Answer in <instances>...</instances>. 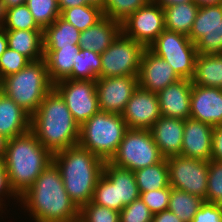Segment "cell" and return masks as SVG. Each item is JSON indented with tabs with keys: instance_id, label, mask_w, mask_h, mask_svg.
<instances>
[{
	"instance_id": "6da1fadb",
	"label": "cell",
	"mask_w": 222,
	"mask_h": 222,
	"mask_svg": "<svg viewBox=\"0 0 222 222\" xmlns=\"http://www.w3.org/2000/svg\"><path fill=\"white\" fill-rule=\"evenodd\" d=\"M35 222H69L79 216V208L67 194L57 165L52 161L19 196Z\"/></svg>"
},
{
	"instance_id": "7a4b0ae2",
	"label": "cell",
	"mask_w": 222,
	"mask_h": 222,
	"mask_svg": "<svg viewBox=\"0 0 222 222\" xmlns=\"http://www.w3.org/2000/svg\"><path fill=\"white\" fill-rule=\"evenodd\" d=\"M30 131L52 154L79 143L80 125L53 88L31 116Z\"/></svg>"
},
{
	"instance_id": "3957f363",
	"label": "cell",
	"mask_w": 222,
	"mask_h": 222,
	"mask_svg": "<svg viewBox=\"0 0 222 222\" xmlns=\"http://www.w3.org/2000/svg\"><path fill=\"white\" fill-rule=\"evenodd\" d=\"M52 161L57 165L65 190L76 206L80 209L88 204L103 174L105 161L79 144L54 153Z\"/></svg>"
},
{
	"instance_id": "277c9868",
	"label": "cell",
	"mask_w": 222,
	"mask_h": 222,
	"mask_svg": "<svg viewBox=\"0 0 222 222\" xmlns=\"http://www.w3.org/2000/svg\"><path fill=\"white\" fill-rule=\"evenodd\" d=\"M3 158L10 186L20 196L52 162L53 154L29 131L8 140Z\"/></svg>"
},
{
	"instance_id": "5b68a950",
	"label": "cell",
	"mask_w": 222,
	"mask_h": 222,
	"mask_svg": "<svg viewBox=\"0 0 222 222\" xmlns=\"http://www.w3.org/2000/svg\"><path fill=\"white\" fill-rule=\"evenodd\" d=\"M0 91L32 116L45 96L54 88L44 58L3 78Z\"/></svg>"
},
{
	"instance_id": "8992f818",
	"label": "cell",
	"mask_w": 222,
	"mask_h": 222,
	"mask_svg": "<svg viewBox=\"0 0 222 222\" xmlns=\"http://www.w3.org/2000/svg\"><path fill=\"white\" fill-rule=\"evenodd\" d=\"M122 115L99 110L80 126L79 145L110 161L127 131Z\"/></svg>"
},
{
	"instance_id": "52a82bcc",
	"label": "cell",
	"mask_w": 222,
	"mask_h": 222,
	"mask_svg": "<svg viewBox=\"0 0 222 222\" xmlns=\"http://www.w3.org/2000/svg\"><path fill=\"white\" fill-rule=\"evenodd\" d=\"M163 159L150 130L128 128L109 162L134 172L155 165Z\"/></svg>"
},
{
	"instance_id": "ba28073f",
	"label": "cell",
	"mask_w": 222,
	"mask_h": 222,
	"mask_svg": "<svg viewBox=\"0 0 222 222\" xmlns=\"http://www.w3.org/2000/svg\"><path fill=\"white\" fill-rule=\"evenodd\" d=\"M148 48L163 58L180 79L193 78L198 53L187 35L165 29Z\"/></svg>"
},
{
	"instance_id": "9c48e42d",
	"label": "cell",
	"mask_w": 222,
	"mask_h": 222,
	"mask_svg": "<svg viewBox=\"0 0 222 222\" xmlns=\"http://www.w3.org/2000/svg\"><path fill=\"white\" fill-rule=\"evenodd\" d=\"M145 47L121 33L100 54L102 67L98 78L116 76H138L141 57Z\"/></svg>"
},
{
	"instance_id": "30bf717a",
	"label": "cell",
	"mask_w": 222,
	"mask_h": 222,
	"mask_svg": "<svg viewBox=\"0 0 222 222\" xmlns=\"http://www.w3.org/2000/svg\"><path fill=\"white\" fill-rule=\"evenodd\" d=\"M166 160L170 187L199 196L205 200L209 161L187 158L181 155L171 156Z\"/></svg>"
},
{
	"instance_id": "8fae6325",
	"label": "cell",
	"mask_w": 222,
	"mask_h": 222,
	"mask_svg": "<svg viewBox=\"0 0 222 222\" xmlns=\"http://www.w3.org/2000/svg\"><path fill=\"white\" fill-rule=\"evenodd\" d=\"M188 37L198 54L222 55V4L199 6Z\"/></svg>"
},
{
	"instance_id": "7c38bea8",
	"label": "cell",
	"mask_w": 222,
	"mask_h": 222,
	"mask_svg": "<svg viewBox=\"0 0 222 222\" xmlns=\"http://www.w3.org/2000/svg\"><path fill=\"white\" fill-rule=\"evenodd\" d=\"M54 89L80 126L100 110L96 80L62 79L54 83Z\"/></svg>"
},
{
	"instance_id": "4fadbf2b",
	"label": "cell",
	"mask_w": 222,
	"mask_h": 222,
	"mask_svg": "<svg viewBox=\"0 0 222 222\" xmlns=\"http://www.w3.org/2000/svg\"><path fill=\"white\" fill-rule=\"evenodd\" d=\"M164 30V9L160 4L151 1L122 22V33L145 48Z\"/></svg>"
},
{
	"instance_id": "5bb4252c",
	"label": "cell",
	"mask_w": 222,
	"mask_h": 222,
	"mask_svg": "<svg viewBox=\"0 0 222 222\" xmlns=\"http://www.w3.org/2000/svg\"><path fill=\"white\" fill-rule=\"evenodd\" d=\"M137 87L138 76L97 78L96 92L99 109L121 115Z\"/></svg>"
},
{
	"instance_id": "9a60e30c",
	"label": "cell",
	"mask_w": 222,
	"mask_h": 222,
	"mask_svg": "<svg viewBox=\"0 0 222 222\" xmlns=\"http://www.w3.org/2000/svg\"><path fill=\"white\" fill-rule=\"evenodd\" d=\"M129 129L150 130L161 117V110L157 93L150 92L138 86L122 112Z\"/></svg>"
},
{
	"instance_id": "2e32d148",
	"label": "cell",
	"mask_w": 222,
	"mask_h": 222,
	"mask_svg": "<svg viewBox=\"0 0 222 222\" xmlns=\"http://www.w3.org/2000/svg\"><path fill=\"white\" fill-rule=\"evenodd\" d=\"M180 78L172 67L161 57L145 48L141 57L138 74V86L150 92L158 93Z\"/></svg>"
},
{
	"instance_id": "e0dca14e",
	"label": "cell",
	"mask_w": 222,
	"mask_h": 222,
	"mask_svg": "<svg viewBox=\"0 0 222 222\" xmlns=\"http://www.w3.org/2000/svg\"><path fill=\"white\" fill-rule=\"evenodd\" d=\"M190 117L213 127L222 125V88L192 84Z\"/></svg>"
},
{
	"instance_id": "ac0fdd59",
	"label": "cell",
	"mask_w": 222,
	"mask_h": 222,
	"mask_svg": "<svg viewBox=\"0 0 222 222\" xmlns=\"http://www.w3.org/2000/svg\"><path fill=\"white\" fill-rule=\"evenodd\" d=\"M213 126L191 117L185 120L181 156L211 160Z\"/></svg>"
},
{
	"instance_id": "d6986e66",
	"label": "cell",
	"mask_w": 222,
	"mask_h": 222,
	"mask_svg": "<svg viewBox=\"0 0 222 222\" xmlns=\"http://www.w3.org/2000/svg\"><path fill=\"white\" fill-rule=\"evenodd\" d=\"M192 81L179 79L157 93L161 116L186 120L190 117Z\"/></svg>"
},
{
	"instance_id": "ffe728a7",
	"label": "cell",
	"mask_w": 222,
	"mask_h": 222,
	"mask_svg": "<svg viewBox=\"0 0 222 222\" xmlns=\"http://www.w3.org/2000/svg\"><path fill=\"white\" fill-rule=\"evenodd\" d=\"M185 120L161 116L150 129L164 158L181 155Z\"/></svg>"
},
{
	"instance_id": "44dd1931",
	"label": "cell",
	"mask_w": 222,
	"mask_h": 222,
	"mask_svg": "<svg viewBox=\"0 0 222 222\" xmlns=\"http://www.w3.org/2000/svg\"><path fill=\"white\" fill-rule=\"evenodd\" d=\"M122 33V23L103 16L94 25L80 33V49L103 53Z\"/></svg>"
},
{
	"instance_id": "7402d4cb",
	"label": "cell",
	"mask_w": 222,
	"mask_h": 222,
	"mask_svg": "<svg viewBox=\"0 0 222 222\" xmlns=\"http://www.w3.org/2000/svg\"><path fill=\"white\" fill-rule=\"evenodd\" d=\"M31 116L0 91V134L8 139L30 131Z\"/></svg>"
},
{
	"instance_id": "603a6c76",
	"label": "cell",
	"mask_w": 222,
	"mask_h": 222,
	"mask_svg": "<svg viewBox=\"0 0 222 222\" xmlns=\"http://www.w3.org/2000/svg\"><path fill=\"white\" fill-rule=\"evenodd\" d=\"M103 174L115 185L117 211L140 198L134 172L106 161Z\"/></svg>"
},
{
	"instance_id": "cb8c5ba5",
	"label": "cell",
	"mask_w": 222,
	"mask_h": 222,
	"mask_svg": "<svg viewBox=\"0 0 222 222\" xmlns=\"http://www.w3.org/2000/svg\"><path fill=\"white\" fill-rule=\"evenodd\" d=\"M8 48L19 52L30 61L44 58L43 30H4Z\"/></svg>"
},
{
	"instance_id": "d4e9b609",
	"label": "cell",
	"mask_w": 222,
	"mask_h": 222,
	"mask_svg": "<svg viewBox=\"0 0 222 222\" xmlns=\"http://www.w3.org/2000/svg\"><path fill=\"white\" fill-rule=\"evenodd\" d=\"M79 50V45L61 47L57 50H43L47 71L53 83L66 79L72 73Z\"/></svg>"
},
{
	"instance_id": "484cf974",
	"label": "cell",
	"mask_w": 222,
	"mask_h": 222,
	"mask_svg": "<svg viewBox=\"0 0 222 222\" xmlns=\"http://www.w3.org/2000/svg\"><path fill=\"white\" fill-rule=\"evenodd\" d=\"M80 33L77 28L59 16L43 30V50L79 45Z\"/></svg>"
},
{
	"instance_id": "4316f807",
	"label": "cell",
	"mask_w": 222,
	"mask_h": 222,
	"mask_svg": "<svg viewBox=\"0 0 222 222\" xmlns=\"http://www.w3.org/2000/svg\"><path fill=\"white\" fill-rule=\"evenodd\" d=\"M165 29L189 35L197 16L199 6L190 1L175 5L164 6Z\"/></svg>"
},
{
	"instance_id": "83f0119b",
	"label": "cell",
	"mask_w": 222,
	"mask_h": 222,
	"mask_svg": "<svg viewBox=\"0 0 222 222\" xmlns=\"http://www.w3.org/2000/svg\"><path fill=\"white\" fill-rule=\"evenodd\" d=\"M192 84L222 88V55L198 54Z\"/></svg>"
},
{
	"instance_id": "f1b7e54d",
	"label": "cell",
	"mask_w": 222,
	"mask_h": 222,
	"mask_svg": "<svg viewBox=\"0 0 222 222\" xmlns=\"http://www.w3.org/2000/svg\"><path fill=\"white\" fill-rule=\"evenodd\" d=\"M139 192H146L162 188H171L167 160L134 171Z\"/></svg>"
},
{
	"instance_id": "f546056e",
	"label": "cell",
	"mask_w": 222,
	"mask_h": 222,
	"mask_svg": "<svg viewBox=\"0 0 222 222\" xmlns=\"http://www.w3.org/2000/svg\"><path fill=\"white\" fill-rule=\"evenodd\" d=\"M204 202L205 200L199 196L171 188L167 209L180 218L182 222H191Z\"/></svg>"
},
{
	"instance_id": "4dcf8cb0",
	"label": "cell",
	"mask_w": 222,
	"mask_h": 222,
	"mask_svg": "<svg viewBox=\"0 0 222 222\" xmlns=\"http://www.w3.org/2000/svg\"><path fill=\"white\" fill-rule=\"evenodd\" d=\"M100 54L91 50L80 49L72 68V73L66 79L96 80L101 74Z\"/></svg>"
},
{
	"instance_id": "1f68e13d",
	"label": "cell",
	"mask_w": 222,
	"mask_h": 222,
	"mask_svg": "<svg viewBox=\"0 0 222 222\" xmlns=\"http://www.w3.org/2000/svg\"><path fill=\"white\" fill-rule=\"evenodd\" d=\"M61 17L82 32L99 21L103 17V11L96 5H80L64 9Z\"/></svg>"
},
{
	"instance_id": "d6a6232c",
	"label": "cell",
	"mask_w": 222,
	"mask_h": 222,
	"mask_svg": "<svg viewBox=\"0 0 222 222\" xmlns=\"http://www.w3.org/2000/svg\"><path fill=\"white\" fill-rule=\"evenodd\" d=\"M0 27L3 30H42L26 4L5 10L0 15Z\"/></svg>"
},
{
	"instance_id": "836d02e7",
	"label": "cell",
	"mask_w": 222,
	"mask_h": 222,
	"mask_svg": "<svg viewBox=\"0 0 222 222\" xmlns=\"http://www.w3.org/2000/svg\"><path fill=\"white\" fill-rule=\"evenodd\" d=\"M26 5L42 30L61 16L57 0H27Z\"/></svg>"
},
{
	"instance_id": "e575fe53",
	"label": "cell",
	"mask_w": 222,
	"mask_h": 222,
	"mask_svg": "<svg viewBox=\"0 0 222 222\" xmlns=\"http://www.w3.org/2000/svg\"><path fill=\"white\" fill-rule=\"evenodd\" d=\"M150 0H104L103 16L122 23L139 8L146 6Z\"/></svg>"
},
{
	"instance_id": "d590c367",
	"label": "cell",
	"mask_w": 222,
	"mask_h": 222,
	"mask_svg": "<svg viewBox=\"0 0 222 222\" xmlns=\"http://www.w3.org/2000/svg\"><path fill=\"white\" fill-rule=\"evenodd\" d=\"M79 217L84 222H120L119 211L96 205L91 201L80 208Z\"/></svg>"
},
{
	"instance_id": "8d00e7d4",
	"label": "cell",
	"mask_w": 222,
	"mask_h": 222,
	"mask_svg": "<svg viewBox=\"0 0 222 222\" xmlns=\"http://www.w3.org/2000/svg\"><path fill=\"white\" fill-rule=\"evenodd\" d=\"M91 202L117 210L115 185L104 174L95 186Z\"/></svg>"
},
{
	"instance_id": "74e56055",
	"label": "cell",
	"mask_w": 222,
	"mask_h": 222,
	"mask_svg": "<svg viewBox=\"0 0 222 222\" xmlns=\"http://www.w3.org/2000/svg\"><path fill=\"white\" fill-rule=\"evenodd\" d=\"M222 197V161L210 160L206 202L216 203Z\"/></svg>"
},
{
	"instance_id": "f35d334b",
	"label": "cell",
	"mask_w": 222,
	"mask_h": 222,
	"mask_svg": "<svg viewBox=\"0 0 222 222\" xmlns=\"http://www.w3.org/2000/svg\"><path fill=\"white\" fill-rule=\"evenodd\" d=\"M31 61L10 48H7L0 57V81L8 75L17 73Z\"/></svg>"
},
{
	"instance_id": "ab89813d",
	"label": "cell",
	"mask_w": 222,
	"mask_h": 222,
	"mask_svg": "<svg viewBox=\"0 0 222 222\" xmlns=\"http://www.w3.org/2000/svg\"><path fill=\"white\" fill-rule=\"evenodd\" d=\"M120 222H153V213L141 198L125 206L120 212Z\"/></svg>"
},
{
	"instance_id": "60d3db41",
	"label": "cell",
	"mask_w": 222,
	"mask_h": 222,
	"mask_svg": "<svg viewBox=\"0 0 222 222\" xmlns=\"http://www.w3.org/2000/svg\"><path fill=\"white\" fill-rule=\"evenodd\" d=\"M171 188H162L140 193V198L153 213H159L168 208Z\"/></svg>"
},
{
	"instance_id": "b9f144b4",
	"label": "cell",
	"mask_w": 222,
	"mask_h": 222,
	"mask_svg": "<svg viewBox=\"0 0 222 222\" xmlns=\"http://www.w3.org/2000/svg\"><path fill=\"white\" fill-rule=\"evenodd\" d=\"M191 222H222V211L217 203L205 201Z\"/></svg>"
},
{
	"instance_id": "7bdbcfd3",
	"label": "cell",
	"mask_w": 222,
	"mask_h": 222,
	"mask_svg": "<svg viewBox=\"0 0 222 222\" xmlns=\"http://www.w3.org/2000/svg\"><path fill=\"white\" fill-rule=\"evenodd\" d=\"M6 195L7 197L14 196V199H17V201L19 200V196L15 193V191L10 186L8 174L5 169L4 158L0 157V207L1 208H3L2 204H5V203H1L4 201L2 197Z\"/></svg>"
},
{
	"instance_id": "ee69618b",
	"label": "cell",
	"mask_w": 222,
	"mask_h": 222,
	"mask_svg": "<svg viewBox=\"0 0 222 222\" xmlns=\"http://www.w3.org/2000/svg\"><path fill=\"white\" fill-rule=\"evenodd\" d=\"M211 160L222 161V125L213 127Z\"/></svg>"
},
{
	"instance_id": "f6af8a7d",
	"label": "cell",
	"mask_w": 222,
	"mask_h": 222,
	"mask_svg": "<svg viewBox=\"0 0 222 222\" xmlns=\"http://www.w3.org/2000/svg\"><path fill=\"white\" fill-rule=\"evenodd\" d=\"M153 222H182L173 212L166 209L153 215Z\"/></svg>"
},
{
	"instance_id": "bcb514c9",
	"label": "cell",
	"mask_w": 222,
	"mask_h": 222,
	"mask_svg": "<svg viewBox=\"0 0 222 222\" xmlns=\"http://www.w3.org/2000/svg\"><path fill=\"white\" fill-rule=\"evenodd\" d=\"M60 12L75 6L90 4L87 0H57Z\"/></svg>"
},
{
	"instance_id": "7dc6e473",
	"label": "cell",
	"mask_w": 222,
	"mask_h": 222,
	"mask_svg": "<svg viewBox=\"0 0 222 222\" xmlns=\"http://www.w3.org/2000/svg\"><path fill=\"white\" fill-rule=\"evenodd\" d=\"M27 0H0V15L7 9L26 4Z\"/></svg>"
},
{
	"instance_id": "c3c4849f",
	"label": "cell",
	"mask_w": 222,
	"mask_h": 222,
	"mask_svg": "<svg viewBox=\"0 0 222 222\" xmlns=\"http://www.w3.org/2000/svg\"><path fill=\"white\" fill-rule=\"evenodd\" d=\"M151 2H155L160 4L162 7L169 6V5H175L179 3H187L193 0H150Z\"/></svg>"
},
{
	"instance_id": "681fc988",
	"label": "cell",
	"mask_w": 222,
	"mask_h": 222,
	"mask_svg": "<svg viewBox=\"0 0 222 222\" xmlns=\"http://www.w3.org/2000/svg\"><path fill=\"white\" fill-rule=\"evenodd\" d=\"M8 48L6 32L0 27V57Z\"/></svg>"
},
{
	"instance_id": "f907efd6",
	"label": "cell",
	"mask_w": 222,
	"mask_h": 222,
	"mask_svg": "<svg viewBox=\"0 0 222 222\" xmlns=\"http://www.w3.org/2000/svg\"><path fill=\"white\" fill-rule=\"evenodd\" d=\"M8 138L0 134V157L3 158L8 145Z\"/></svg>"
},
{
	"instance_id": "816d5d0a",
	"label": "cell",
	"mask_w": 222,
	"mask_h": 222,
	"mask_svg": "<svg viewBox=\"0 0 222 222\" xmlns=\"http://www.w3.org/2000/svg\"><path fill=\"white\" fill-rule=\"evenodd\" d=\"M198 6L222 4V0H193Z\"/></svg>"
},
{
	"instance_id": "f5cc1de1",
	"label": "cell",
	"mask_w": 222,
	"mask_h": 222,
	"mask_svg": "<svg viewBox=\"0 0 222 222\" xmlns=\"http://www.w3.org/2000/svg\"><path fill=\"white\" fill-rule=\"evenodd\" d=\"M90 4L99 6L100 8H103V1L104 0H87Z\"/></svg>"
},
{
	"instance_id": "db71d44e",
	"label": "cell",
	"mask_w": 222,
	"mask_h": 222,
	"mask_svg": "<svg viewBox=\"0 0 222 222\" xmlns=\"http://www.w3.org/2000/svg\"><path fill=\"white\" fill-rule=\"evenodd\" d=\"M216 203L219 209L222 211V197Z\"/></svg>"
},
{
	"instance_id": "11a10c76",
	"label": "cell",
	"mask_w": 222,
	"mask_h": 222,
	"mask_svg": "<svg viewBox=\"0 0 222 222\" xmlns=\"http://www.w3.org/2000/svg\"><path fill=\"white\" fill-rule=\"evenodd\" d=\"M69 222H84L83 219H81L79 216L75 219H73L72 221Z\"/></svg>"
}]
</instances>
